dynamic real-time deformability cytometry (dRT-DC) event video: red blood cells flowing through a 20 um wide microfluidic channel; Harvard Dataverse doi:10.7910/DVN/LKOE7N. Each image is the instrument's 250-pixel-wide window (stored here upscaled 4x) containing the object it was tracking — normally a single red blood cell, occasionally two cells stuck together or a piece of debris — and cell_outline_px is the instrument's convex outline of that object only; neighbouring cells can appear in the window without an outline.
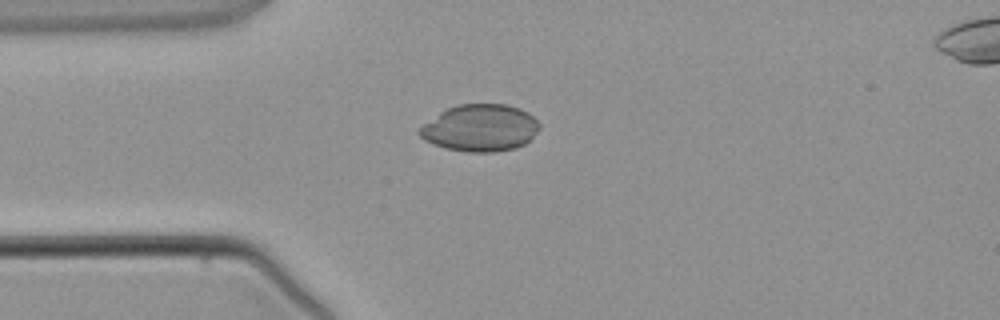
{"species": "common noctule bat (a hibernating species)", "species_latin": "Nyctalus noctula", "temperature_condition": "warm", "stored_images_in_passage": 2, "camera_frame_rate_fps": 3000, "um_per_image_px": 0.085, "animal": {"sex": "male", "body_mass_g": 21.5, "forearm_length_mm": 52.0}, "frame": {"image": 1, "passage_image": 2, "time_ms": 2.0, "image_size_px": [1000, 320], "cell_outline_px": [[540, 128], [524, 144], [516, 148], [496, 152], [468, 152], [444, 148], [432, 144], [424, 140], [420, 136], [420, 128], [424, 124], [440, 112], [456, 104], [508, 104], [520, 108], [528, 112], [540, 124]], "centroid_in_image_um": [40.82, 10.87], "position_along_channel_um": 44.2, "area_um2": 32.83}}